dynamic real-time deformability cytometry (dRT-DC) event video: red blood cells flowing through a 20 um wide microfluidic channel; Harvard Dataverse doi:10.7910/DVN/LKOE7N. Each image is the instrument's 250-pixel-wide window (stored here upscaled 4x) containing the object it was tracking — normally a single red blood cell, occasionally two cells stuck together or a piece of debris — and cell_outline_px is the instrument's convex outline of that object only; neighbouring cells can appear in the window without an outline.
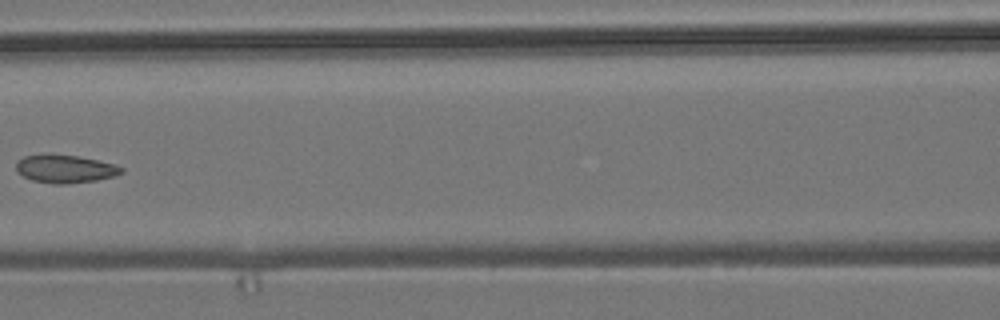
{"species": "common noctule bat (a hibernating species)", "species_latin": "Nyctalus noctula", "temperature_condition": "room temperature", "stored_images_in_passage": 7, "camera_frame_rate_fps": 3000, "um_per_image_px": 0.085, "animal": {"sex": "male", "body_mass_g": 19.2, "forearm_length_mm": 51.8}, "frame": {"image": 1, "passage_image": 7, "time_ms": 2.0, "image_size_px": [1000, 320], "cell_outline_px": [[124, 172], [116, 176], [96, 180], [68, 184], [52, 184], [32, 180], [16, 172], [16, 160], [24, 156], [44, 152], [80, 156], [116, 164], [124, 168]], "centroid_in_image_um": [5.52, 14.32], "position_along_channel_um": 161.1, "area_um2": 17.86}}